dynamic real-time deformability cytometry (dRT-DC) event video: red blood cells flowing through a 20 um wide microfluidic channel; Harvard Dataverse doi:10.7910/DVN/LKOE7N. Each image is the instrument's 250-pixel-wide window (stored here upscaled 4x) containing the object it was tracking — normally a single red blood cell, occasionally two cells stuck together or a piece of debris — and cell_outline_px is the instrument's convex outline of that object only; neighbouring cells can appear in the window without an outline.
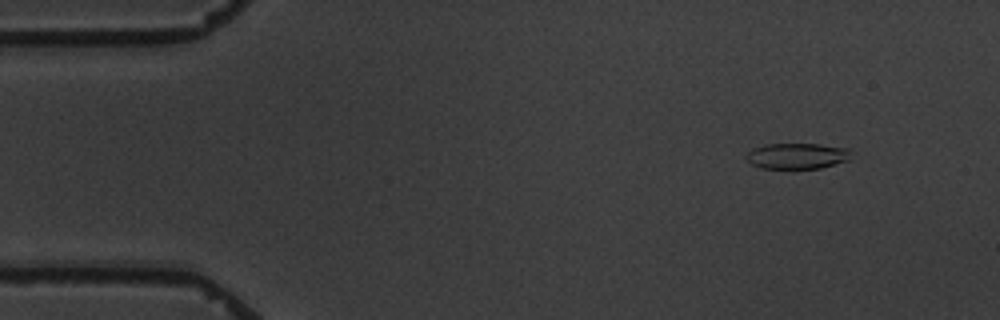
{"species": "common noctule bat (a hibernating species)", "species_latin": "Nyctalus noctula", "temperature_condition": "warm", "stored_images_in_passage": 6, "camera_frame_rate_fps": 3000, "um_per_image_px": 0.085, "animal": {"sex": "male", "body_mass_g": 19.5, "forearm_length_mm": 54.6}, "frame": {"image": 1, "passage_image": 2, "time_ms": 1.0, "image_size_px": [1000, 320], "cell_outline_px": [[848, 160], [820, 168], [764, 168], [752, 164], [748, 160], [748, 152], [752, 148], [764, 144], [820, 144], [848, 148]], "centroid_in_image_um": [67.73, 13.24], "position_along_channel_um": 17.3, "area_um2": 15.43}}